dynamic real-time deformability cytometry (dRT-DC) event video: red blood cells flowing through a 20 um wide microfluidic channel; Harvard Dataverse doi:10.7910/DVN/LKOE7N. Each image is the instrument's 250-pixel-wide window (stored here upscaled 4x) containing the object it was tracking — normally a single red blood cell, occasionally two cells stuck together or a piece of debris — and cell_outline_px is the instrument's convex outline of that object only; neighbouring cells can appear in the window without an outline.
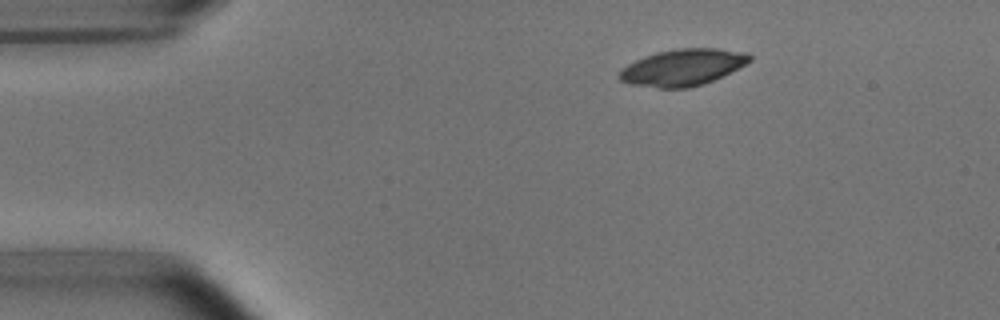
{"species": "common noctule bat (a hibernating species)", "species_latin": "Nyctalus noctula", "temperature_condition": "room temperature", "stored_images_in_passage": 45, "camera_frame_rate_fps": 3000, "um_per_image_px": 0.085, "animal": {"sex": "male", "body_mass_g": 15.6}, "frame": {"image": 1, "passage_image": 1, "time_ms": 0.0, "image_size_px": [1000, 320], "cell_outline_px": [[752, 60], [704, 84], [688, 88], [660, 88], [632, 84], [620, 80], [616, 76], [628, 64], [644, 56], [656, 52], [676, 48], [716, 48], [748, 52], [752, 56]], "centroid_in_image_um": [58.02, 5.71], "position_along_channel_um": 27.0, "area_um2": 27.57}}
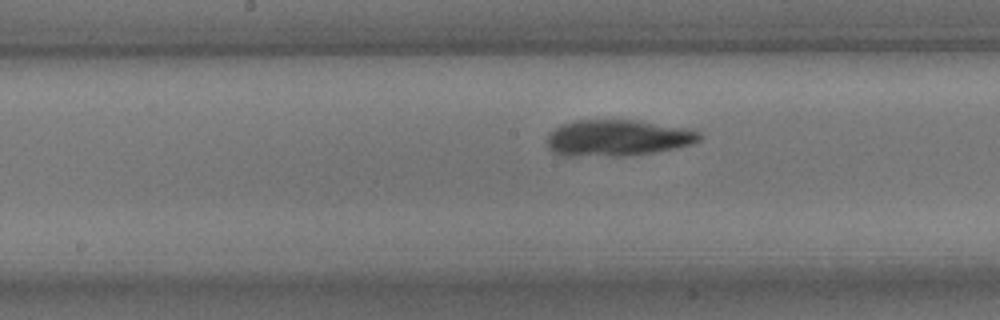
{"frame": {"image": 2, "passage_image": 19, "time_ms": 6.0, "image_size_px": [1000, 320], "cell_outline_px": [[700, 140], [692, 144], [676, 148], [652, 152], [624, 156], [568, 156], [552, 152], [548, 148], [548, 132], [560, 124], [576, 120], [636, 120], [688, 128], [700, 132]], "centroid_in_image_um": [52.47, 11.72], "position_along_channel_um": 195.7, "area_um2": 32.43}}
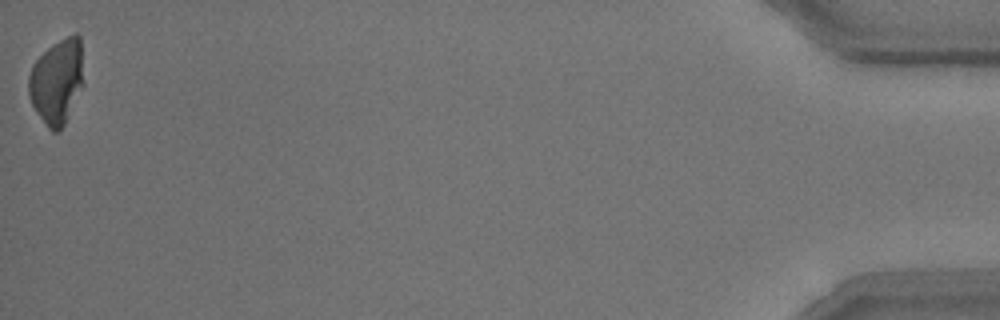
{"frame": {"image": 3, "passage_image": 45, "time_ms": 14.667, "image_size_px": [1000, 320], "cell_outline_px": [[84, 84], [64, 124], [56, 132], [52, 132], [48, 128], [36, 112], [32, 104], [28, 92], [28, 76], [32, 64], [52, 44], [76, 32], [80, 36]], "centroid_in_image_um": [4.84, 6.91], "position_along_channel_um": 430.4, "area_um2": 27.22}, "authors_computed_cell_mechanics": {"area_um2": 29.767, "velocity_mm_per_s": 3.7791, "shape_relaxation_time_tau1_ms": 8.5138, "shape_relaxation_time_tau2_ms": 1.383, "deformation_change_tau1": 0.3295, "deformation_change_tau2": 0.0639}}